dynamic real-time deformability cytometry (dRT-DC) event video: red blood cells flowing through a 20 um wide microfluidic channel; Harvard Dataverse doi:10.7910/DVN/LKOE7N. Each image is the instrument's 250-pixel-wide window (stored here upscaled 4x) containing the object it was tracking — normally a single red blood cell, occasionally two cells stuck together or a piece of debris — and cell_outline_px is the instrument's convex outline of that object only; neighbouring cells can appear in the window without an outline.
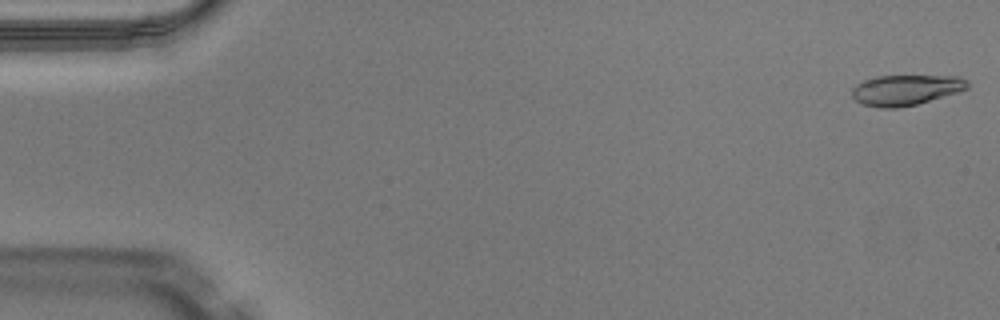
{"species": "Egyptian fruit bat (a non-hibernating species)", "species_latin": "Rousettus aegyptiacus", "temperature_condition": "warm", "stored_images_in_passage": 49, "camera_frame_rate_fps": 3000, "um_per_image_px": 0.085, "animal": {"sex": "male"}, "frame": {"image": 1, "passage_image": 1, "time_ms": 0.0, "image_size_px": [1000, 320], "cell_outline_px": [[968, 88], [956, 92], [916, 104], [896, 108], [880, 108], [864, 104], [856, 100], [852, 96], [852, 88], [856, 84], [864, 80], [876, 76], [960, 76], [968, 80]], "centroid_in_image_um": [76.97, 7.63], "position_along_channel_um": 8.0, "area_um2": 20.29}}
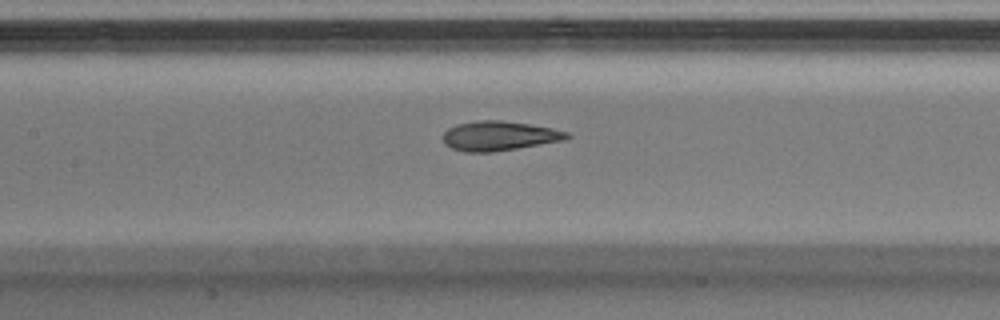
{"frame": {"image": 2, "passage_image": 23, "time_ms": 7.333, "image_size_px": [1000, 320], "cell_outline_px": [[572, 136], [564, 140], [492, 152], [464, 152], [452, 148], [444, 144], [444, 132], [448, 128], [456, 124], [476, 120], [500, 120], [528, 124], [552, 128], [568, 132]], "centroid_in_image_um": [42.41, 11.54], "position_along_channel_um": 165.0, "area_um2": 21.21}}
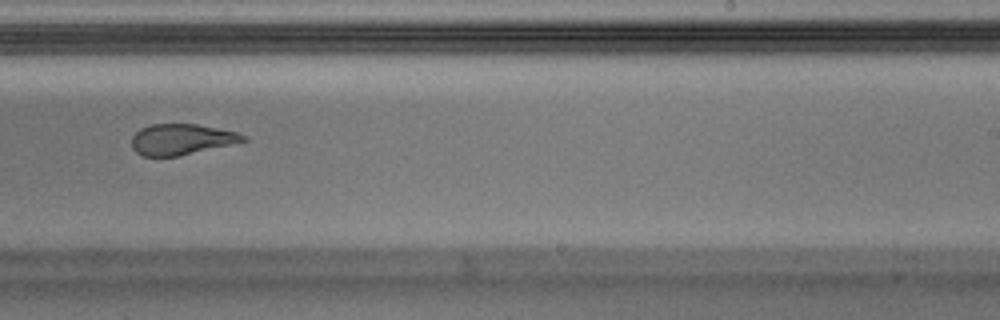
{"frame": {"image": 3, "passage_image": 31, "time_ms": 10.0, "image_size_px": [1000, 320], "cell_outline_px": [[248, 140], [232, 144], [180, 156], [144, 156], [136, 152], [132, 148], [132, 136], [140, 128], [152, 124], [196, 124], [236, 132], [248, 136]], "centroid_in_image_um": [15.42, 11.85], "position_along_channel_um": 273.6, "area_um2": 20.0}, "authors_computed_cell_mechanics": {"area_um2": 21.675, "velocity_mm_per_s": 4.0782, "shape_relaxation_time_tau1_ms": 6.7074, "shape_relaxation_time_tau2_ms": 1.5974, "deformation_change_tau1": 0.2316, "deformation_change_tau2": 0.0853}}